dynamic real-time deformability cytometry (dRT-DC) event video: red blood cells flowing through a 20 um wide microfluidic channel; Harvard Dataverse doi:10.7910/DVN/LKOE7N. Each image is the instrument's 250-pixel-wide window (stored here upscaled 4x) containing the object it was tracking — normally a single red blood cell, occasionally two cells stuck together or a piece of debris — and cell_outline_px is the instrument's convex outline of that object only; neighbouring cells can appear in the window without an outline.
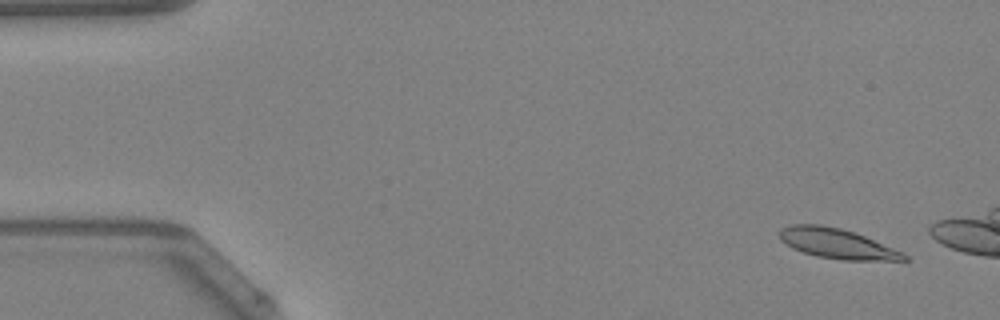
{"species": "Egyptian fruit bat (a non-hibernating species)", "species_latin": "Rousettus aegyptiacus", "temperature_condition": "warm", "stored_images_in_passage": 10, "camera_frame_rate_fps": 3000, "um_per_image_px": 0.085, "animal": {"sex": "female"}, "frame": {"image": 1, "passage_image": 4, "time_ms": 1.0, "image_size_px": [1000, 320], "cell_outline_px": [[908, 260], [844, 260], [816, 256], [792, 248], [780, 240], [780, 228], [792, 224], [820, 224], [840, 228], [864, 236], [904, 252], [908, 256]], "centroid_in_image_um": [71.14, 20.7], "position_along_channel_um": 13.9, "area_um2": 21.62}}